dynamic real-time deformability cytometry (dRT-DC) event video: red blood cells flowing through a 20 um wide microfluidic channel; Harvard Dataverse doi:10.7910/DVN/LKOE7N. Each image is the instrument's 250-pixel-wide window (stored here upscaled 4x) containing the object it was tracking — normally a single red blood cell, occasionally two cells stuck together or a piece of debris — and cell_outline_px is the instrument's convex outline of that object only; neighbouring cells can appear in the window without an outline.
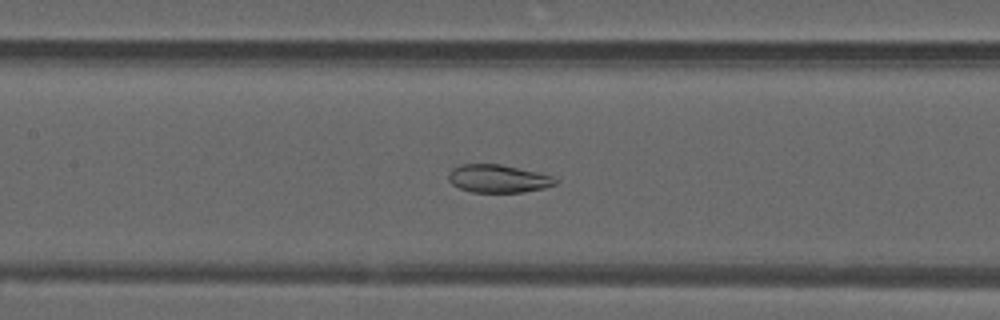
{"species": "common noctule bat (a hibernating species)", "species_latin": "Nyctalus noctula", "temperature_condition": "warm", "stored_images_in_passage": 50, "camera_frame_rate_fps": 3000, "um_per_image_px": 0.085, "animal": {"sex": "male", "forearm_length_mm": 52.5}, "frame": {"image": 1, "passage_image": 23, "time_ms": 7.333, "image_size_px": [1000, 320], "cell_outline_px": [[556, 184], [544, 188], [524, 192], [472, 192], [460, 188], [452, 184], [448, 180], [448, 172], [452, 168], [460, 164], [500, 164], [536, 172], [552, 176], [556, 180]], "centroid_in_image_um": [42.3, 15.18], "position_along_channel_um": 165.1, "area_um2": 17.34}}
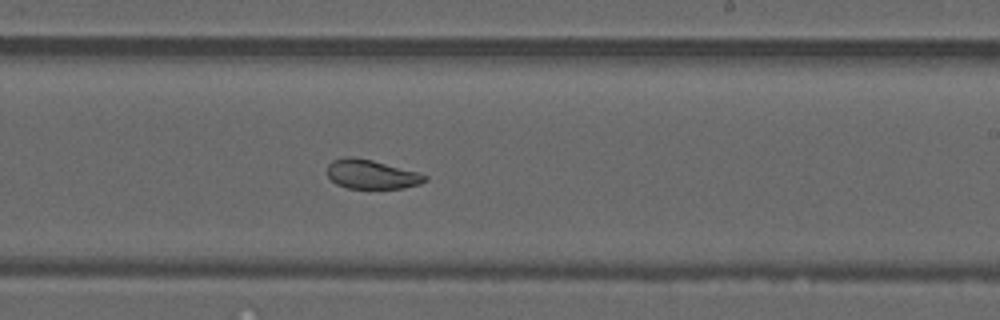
{"frame": {"image": 2, "passage_image": 30, "time_ms": 9.667, "image_size_px": [1000, 320], "cell_outline_px": [[428, 180], [420, 184], [404, 188], [348, 188], [336, 184], [328, 176], [328, 164], [332, 160], [348, 156], [352, 156], [372, 160], [416, 172], [428, 176]], "centroid_in_image_um": [31.57, 14.82], "position_along_channel_um": 257.4, "area_um2": 16.47}}
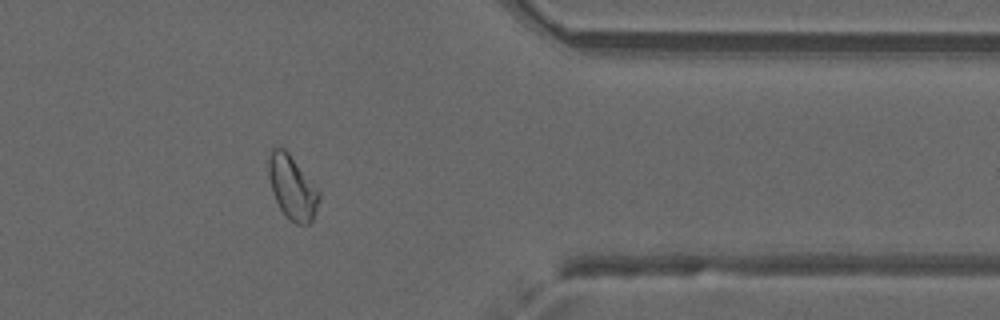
{"frame": {"image": 3, "passage_image": 41, "time_ms": 13.333, "image_size_px": [1000, 320], "cell_outline_px": [[320, 196], [312, 220], [308, 224], [296, 224], [288, 220], [280, 208], [272, 192], [268, 176], [268, 156], [272, 148], [276, 144], [280, 144], [288, 152], [320, 192]], "centroid_in_image_um": [24.8, 15.89], "position_along_channel_um": 386.6, "area_um2": 18.84}, "authors_computed_cell_mechanics": {"area_um2": 20.5768, "velocity_mm_per_s": 3.9793, "shape_relaxation_time_tau1_ms": null, "shape_relaxation_time_tau2_ms": 2.1967, "deformation_change_tau1": null, "deformation_change_tau2": 0.0637}}